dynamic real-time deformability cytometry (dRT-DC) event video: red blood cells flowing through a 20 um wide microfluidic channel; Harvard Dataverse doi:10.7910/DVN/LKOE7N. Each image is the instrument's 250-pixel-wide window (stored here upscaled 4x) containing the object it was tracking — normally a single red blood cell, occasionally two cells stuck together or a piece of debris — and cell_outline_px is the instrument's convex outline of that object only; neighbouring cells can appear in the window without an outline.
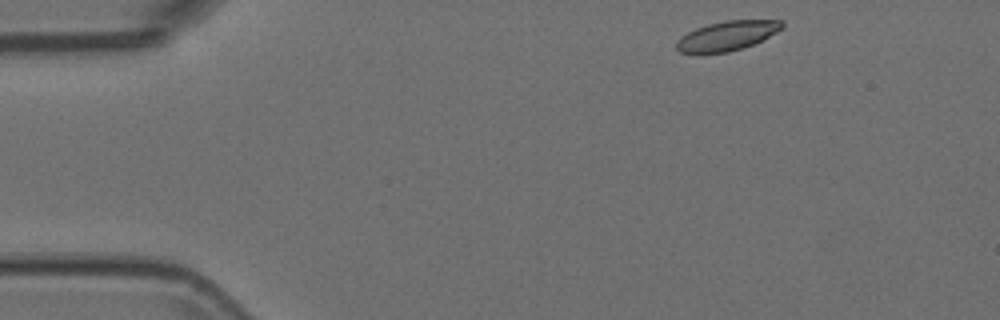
{"species": "Egyptian fruit bat (a non-hibernating species)", "species_latin": "Rousettus aegyptiacus", "temperature_condition": "room temperature", "stored_images_in_passage": 38, "camera_frame_rate_fps": 3000, "um_per_image_px": 0.085, "animal": {"sex": "female"}, "frame": {"image": 1, "passage_image": 1, "time_ms": 0.0, "image_size_px": [1000, 320], "cell_outline_px": [[784, 28], [752, 44], [728, 52], [680, 52], [676, 48], [676, 40], [680, 36], [696, 28], [708, 24], [724, 20], [784, 20]], "centroid_in_image_um": [61.8, 3.01], "position_along_channel_um": 23.2, "area_um2": 17.86}}
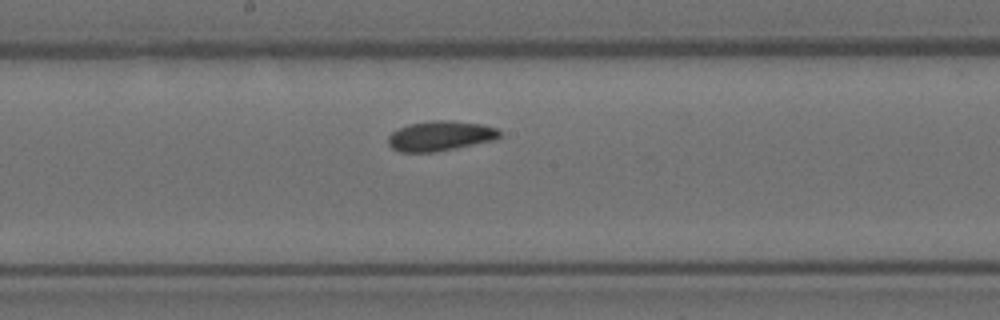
{"frame": {"image": 2, "passage_image": 22, "time_ms": 7.0, "image_size_px": [1000, 320], "cell_outline_px": [[500, 136], [496, 140], [436, 152], [400, 152], [392, 148], [388, 144], [388, 136], [392, 132], [408, 124], [432, 120], [452, 120], [484, 124], [496, 128], [500, 132]], "centroid_in_image_um": [37.44, 11.55], "position_along_channel_um": 210.8, "area_um2": 19.65}}
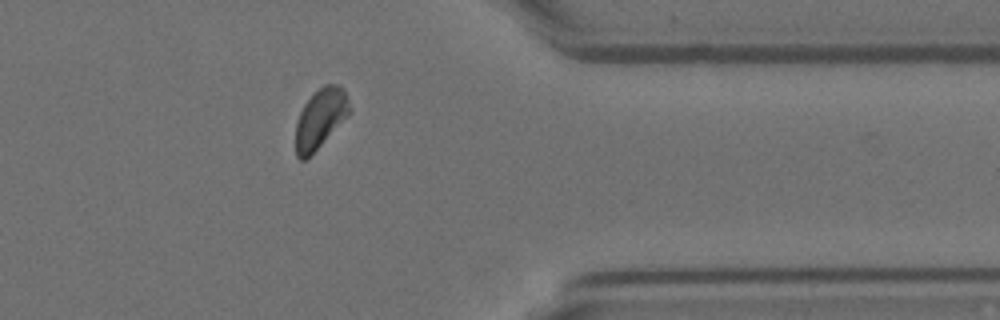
{"frame": {"image": 3, "passage_image": 37, "time_ms": 12.0, "image_size_px": [1000, 320], "cell_outline_px": [[348, 116], [304, 160], [300, 160], [296, 156], [296, 120], [304, 104], [324, 84], [340, 84], [344, 88], [348, 100]], "centroid_in_image_um": [27.21, 10.04], "position_along_channel_um": 384.2, "area_um2": 18.09}}